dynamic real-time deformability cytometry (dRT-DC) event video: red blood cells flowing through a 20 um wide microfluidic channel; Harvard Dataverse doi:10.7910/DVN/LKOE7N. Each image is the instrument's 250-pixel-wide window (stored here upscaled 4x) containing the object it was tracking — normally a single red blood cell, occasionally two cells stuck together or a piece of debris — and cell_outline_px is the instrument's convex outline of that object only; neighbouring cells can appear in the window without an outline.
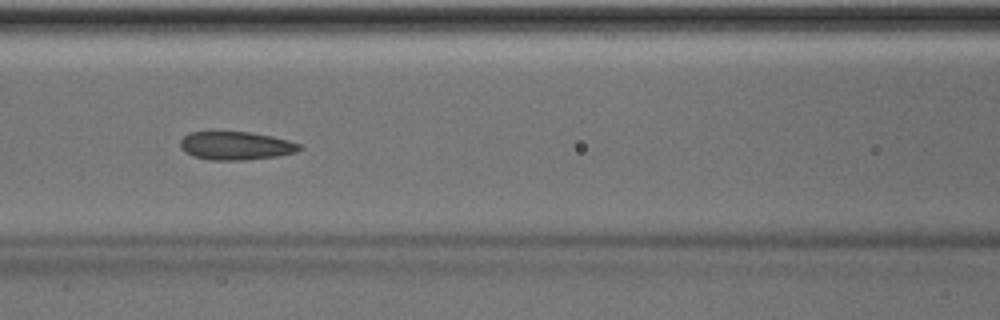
{"species": "Egyptian fruit bat (a non-hibernating species)", "species_latin": "Rousettus aegyptiacus", "temperature_condition": "room temperature", "stored_images_in_passage": 50, "camera_frame_rate_fps": 3000, "um_per_image_px": 0.085, "animal": {"sex": "male"}, "frame": {"image": 1, "passage_image": 22, "time_ms": 7.0, "image_size_px": [1000, 320], "cell_outline_px": [[300, 148], [296, 152], [276, 156], [244, 160], [212, 160], [192, 156], [184, 152], [180, 148], [180, 140], [188, 132], [248, 132], [272, 136], [288, 140], [300, 144]], "centroid_in_image_um": [20.0, 12.39], "position_along_channel_um": 146.6, "area_um2": 19.59}, "authors_computed_cell_mechanics": {"area_um2": 19.941, "velocity_mm_per_s": 4.0282, "shape_relaxation_time_tau1_ms": null, "shape_relaxation_time_tau2_ms": 2.8777, "deformation_change_tau1": null, "deformation_change_tau2": 0.0869}}